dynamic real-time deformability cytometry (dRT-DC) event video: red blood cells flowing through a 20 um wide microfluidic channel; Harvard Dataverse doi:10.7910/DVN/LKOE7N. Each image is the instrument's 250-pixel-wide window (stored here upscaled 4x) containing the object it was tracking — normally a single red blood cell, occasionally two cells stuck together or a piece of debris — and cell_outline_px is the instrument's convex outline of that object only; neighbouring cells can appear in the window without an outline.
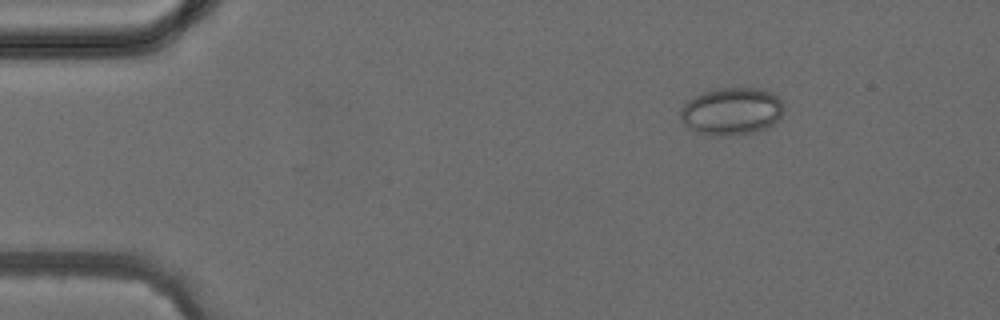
{"species": "common noctule bat (a hibernating species)", "species_latin": "Nyctalus noctula", "temperature_condition": "cold", "stored_images_in_passage": 3, "camera_frame_rate_fps": 3000, "um_per_image_px": 0.085, "animal": {"sex": "female", "body_mass_g": 24.6, "forearm_length_mm": 56.2}, "frame": {"image": 1, "passage_image": 1, "time_ms": 0.0, "image_size_px": [1000, 320], "cell_outline_px": [[784, 112], [772, 124], [756, 132], [724, 136], [704, 136], [696, 132], [684, 124], [680, 120], [680, 108], [688, 100], [704, 92], [716, 88], [764, 88], [772, 92], [780, 100]], "centroid_in_image_um": [62.15, 9.47], "position_along_channel_um": 22.8, "area_um2": 28.78}}